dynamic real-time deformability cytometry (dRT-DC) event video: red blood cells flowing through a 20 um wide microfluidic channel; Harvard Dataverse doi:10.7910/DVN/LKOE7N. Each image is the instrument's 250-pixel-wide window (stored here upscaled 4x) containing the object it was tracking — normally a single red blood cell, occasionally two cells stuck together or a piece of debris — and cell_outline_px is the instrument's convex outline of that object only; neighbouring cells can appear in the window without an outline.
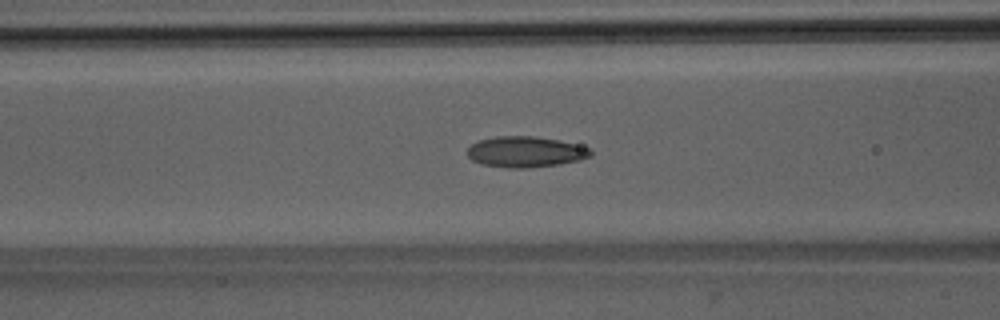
{"species": "Egyptian fruit bat (a non-hibernating species)", "species_latin": "Rousettus aegyptiacus", "temperature_condition": "room temperature", "stored_images_in_passage": 50, "camera_frame_rate_fps": 3000, "um_per_image_px": 0.085, "animal": {"sex": "male"}, "frame": {"image": 1, "passage_image": 20, "time_ms": 6.333, "image_size_px": [1000, 320], "cell_outline_px": [[592, 156], [580, 160], [560, 164], [528, 168], [508, 168], [480, 164], [472, 160], [468, 156], [468, 148], [472, 144], [480, 140], [496, 136], [536, 136], [560, 140], [592, 148]], "centroid_in_image_um": [44.7, 12.91], "position_along_channel_um": 121.9, "area_um2": 22.37}}
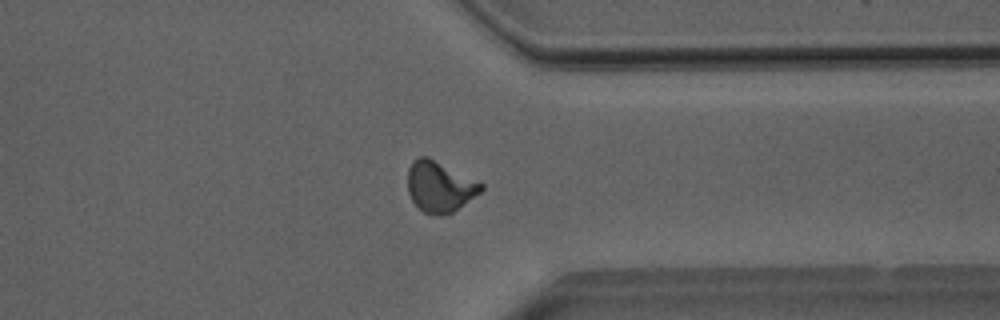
{"frame": {"image": 2, "passage_image": 39, "time_ms": 12.667, "image_size_px": [1000, 320], "cell_outline_px": [[484, 188], [480, 192], [452, 212], [444, 216], [436, 216], [424, 212], [412, 200], [408, 192], [408, 168], [412, 160], [420, 156], [428, 156], [484, 184]], "centroid_in_image_um": [37.35, 15.85], "position_along_channel_um": 374.0, "area_um2": 21.62}}
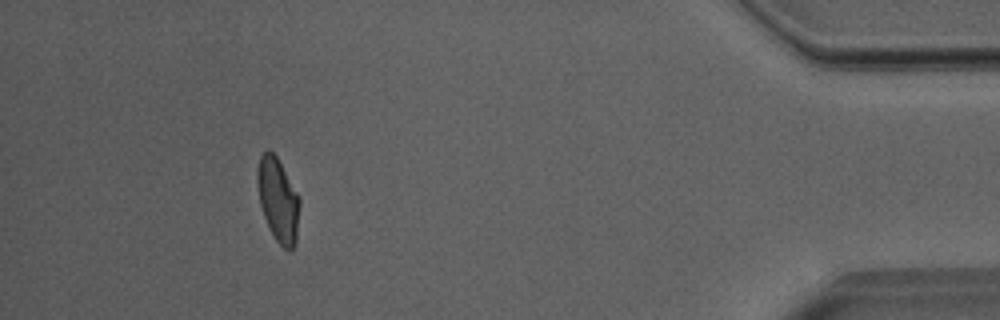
{"frame": {"image": 3, "passage_image": 46, "time_ms": 15.0, "image_size_px": [1000, 320], "cell_outline_px": [[300, 204], [296, 244], [292, 252], [288, 252], [276, 240], [264, 216], [260, 204], [256, 184], [256, 172], [260, 156], [268, 148], [276, 156], [300, 196]], "centroid_in_image_um": [23.65, 17.0], "position_along_channel_um": 411.6, "area_um2": 20.87}, "authors_computed_cell_mechanics": {"area_um2": 21.1548, "velocity_mm_per_s": 4.0275, "shape_relaxation_time_tau1_ms": null, "shape_relaxation_time_tau2_ms": 1.558, "deformation_change_tau1": null, "deformation_change_tau2": 0.0852}}